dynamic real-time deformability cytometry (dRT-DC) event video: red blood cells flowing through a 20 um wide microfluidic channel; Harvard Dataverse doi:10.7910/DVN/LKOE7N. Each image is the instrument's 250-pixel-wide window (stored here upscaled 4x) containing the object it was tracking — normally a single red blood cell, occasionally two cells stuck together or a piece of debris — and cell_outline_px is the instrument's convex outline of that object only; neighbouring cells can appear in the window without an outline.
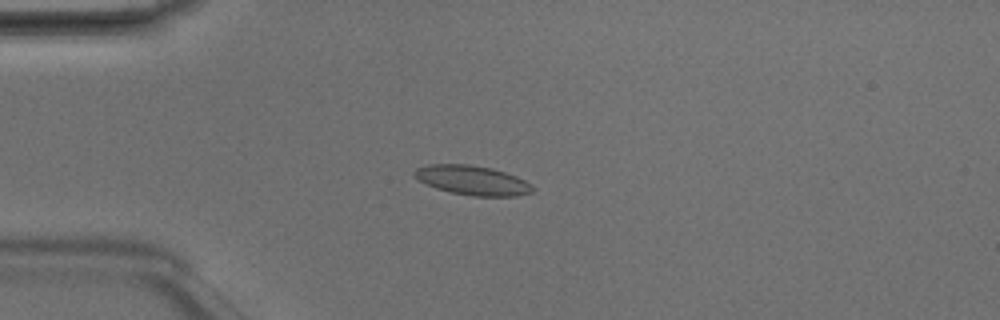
{"species": "Egyptian fruit bat (a non-hibernating species)", "species_latin": "Rousettus aegyptiacus", "temperature_condition": "room temperature", "stored_images_in_passage": 4, "camera_frame_rate_fps": 3000, "um_per_image_px": 0.085, "animal": {"sex": "male"}, "frame": {"image": 1, "passage_image": 4, "time_ms": 1.0, "image_size_px": [1000, 320], "cell_outline_px": [[536, 188], [532, 192], [516, 196], [472, 196], [452, 192], [436, 188], [416, 180], [412, 176], [412, 172], [416, 168], [428, 164], [468, 164], [492, 168], [516, 176], [532, 184]], "centroid_in_image_um": [40.12, 15.32], "position_along_channel_um": 44.9, "area_um2": 20.46}}